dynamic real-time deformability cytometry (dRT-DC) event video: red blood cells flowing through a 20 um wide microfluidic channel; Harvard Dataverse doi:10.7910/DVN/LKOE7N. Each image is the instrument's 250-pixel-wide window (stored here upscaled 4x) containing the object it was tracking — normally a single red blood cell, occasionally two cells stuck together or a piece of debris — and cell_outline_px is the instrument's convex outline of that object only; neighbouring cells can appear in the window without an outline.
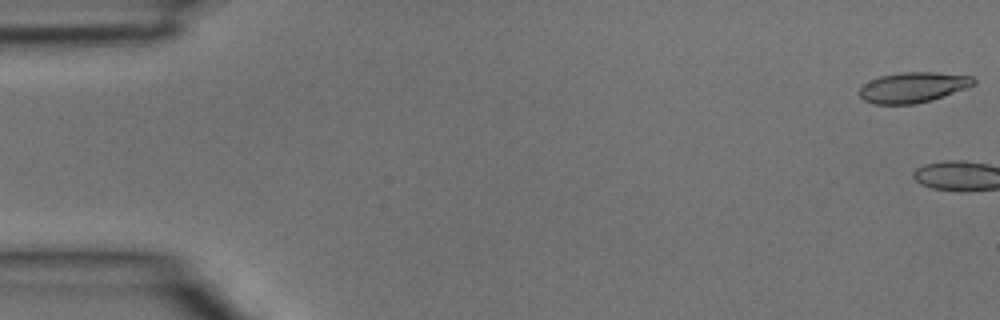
{"species": "common noctule bat (a hibernating species)", "species_latin": "Nyctalus noctula", "temperature_condition": "room temperature", "stored_images_in_passage": 3, "camera_frame_rate_fps": 3000, "um_per_image_px": 0.085, "animal": {"sex": "male", "body_mass_g": 15.6}, "frame": {"image": 1, "passage_image": 1, "time_ms": 0.0, "image_size_px": [1000, 320], "cell_outline_px": [[976, 84], [932, 100], [916, 104], [872, 104], [864, 100], [856, 92], [864, 84], [880, 76], [900, 72], [936, 72], [972, 76], [976, 80]], "centroid_in_image_um": [77.59, 7.43], "position_along_channel_um": 7.4, "area_um2": 20.29}}